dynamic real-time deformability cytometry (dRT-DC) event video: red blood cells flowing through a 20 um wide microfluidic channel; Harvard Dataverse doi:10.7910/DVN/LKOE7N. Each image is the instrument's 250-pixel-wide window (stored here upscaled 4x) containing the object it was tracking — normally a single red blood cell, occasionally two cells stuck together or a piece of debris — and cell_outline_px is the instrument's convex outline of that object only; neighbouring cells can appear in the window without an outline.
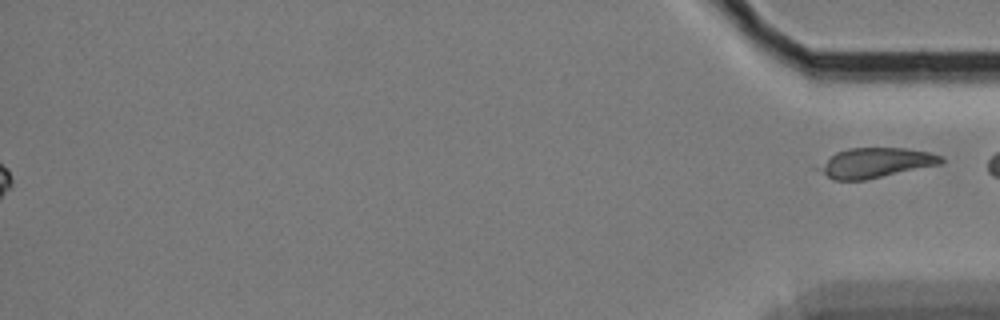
{"species": "Egyptian fruit bat (a non-hibernating species)", "species_latin": "Rousettus aegyptiacus", "temperature_condition": "cold", "stored_images_in_passage": 56, "segment_of_instrument_passage": [2, 2], "camera_frame_rate_fps": 3000, "um_per_image_px": 0.085, "animal": {"sex": "female"}, "frame": {"image": 1, "passage_image": 56, "time_ms": 18.333, "image_size_px": [1000, 320], "cell_outline_px": [[944, 164], [864, 180], [832, 180], [816, 168], [836, 152], [848, 148], [908, 148], [928, 152], [940, 156], [944, 160]], "centroid_in_image_um": [74.46, 13.84], "position_along_channel_um": 360.7, "area_um2": 21.27}}